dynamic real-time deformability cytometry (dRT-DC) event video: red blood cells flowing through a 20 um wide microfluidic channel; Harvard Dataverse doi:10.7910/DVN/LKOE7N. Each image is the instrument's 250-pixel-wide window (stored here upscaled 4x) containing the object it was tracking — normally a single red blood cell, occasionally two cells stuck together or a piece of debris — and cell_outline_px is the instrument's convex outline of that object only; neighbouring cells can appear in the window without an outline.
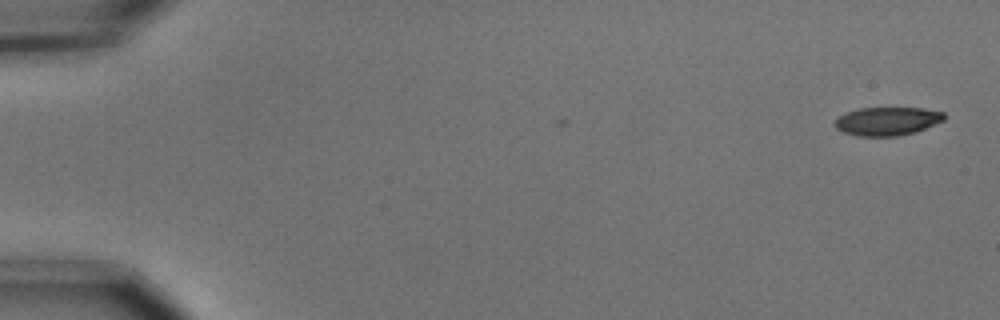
{"species": "common noctule bat (a hibernating species)", "species_latin": "Nyctalus noctula", "temperature_condition": "cold", "stored_images_in_passage": 3, "camera_frame_rate_fps": 3000, "um_per_image_px": 0.085, "animal": {"sex": "male", "body_mass_g": 15.6}, "frame": {"image": 1, "passage_image": 1, "time_ms": 0.0, "image_size_px": [1000, 320], "cell_outline_px": [[944, 120], [916, 132], [896, 136], [856, 136], [844, 132], [836, 128], [836, 120], [840, 116], [848, 112], [860, 108], [924, 108], [944, 112]], "centroid_in_image_um": [75.44, 10.3], "position_along_channel_um": 9.6, "area_um2": 17.92}}